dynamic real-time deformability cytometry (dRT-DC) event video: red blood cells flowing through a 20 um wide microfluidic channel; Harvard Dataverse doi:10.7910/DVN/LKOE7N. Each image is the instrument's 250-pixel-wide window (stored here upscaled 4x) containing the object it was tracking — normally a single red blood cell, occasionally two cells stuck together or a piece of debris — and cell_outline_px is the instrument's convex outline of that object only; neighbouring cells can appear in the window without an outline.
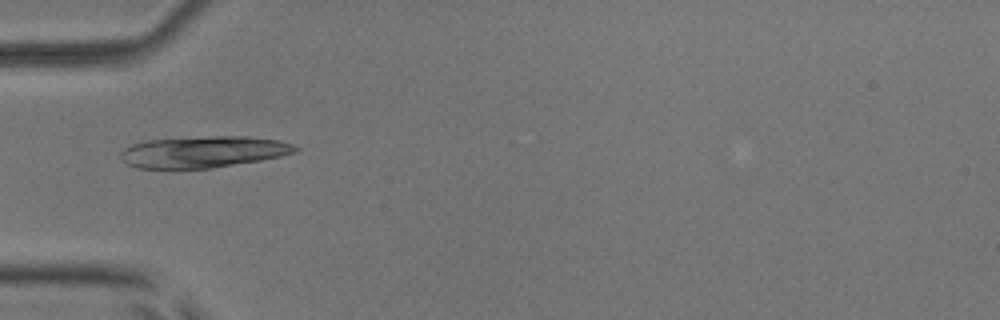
{"species": "common noctule bat (a hibernating species)", "species_latin": "Nyctalus noctula", "temperature_condition": "room temperature", "stored_images_in_passage": 6, "camera_frame_rate_fps": 3000, "um_per_image_px": 0.085, "animal": {"sex": "male", "body_mass_g": 17.9, "forearm_length_mm": 54.2}, "frame": {"image": 1, "passage_image": 5, "time_ms": 4.667, "image_size_px": [1000, 320], "cell_outline_px": [[300, 148], [296, 152], [280, 156], [260, 160], [212, 168], [136, 168], [128, 164], [120, 156], [120, 152], [124, 148], [132, 144], [148, 140], [212, 136], [244, 136], [280, 140], [292, 144]], "centroid_in_image_um": [17.29, 12.9], "position_along_channel_um": 67.7, "area_um2": 31.85}}